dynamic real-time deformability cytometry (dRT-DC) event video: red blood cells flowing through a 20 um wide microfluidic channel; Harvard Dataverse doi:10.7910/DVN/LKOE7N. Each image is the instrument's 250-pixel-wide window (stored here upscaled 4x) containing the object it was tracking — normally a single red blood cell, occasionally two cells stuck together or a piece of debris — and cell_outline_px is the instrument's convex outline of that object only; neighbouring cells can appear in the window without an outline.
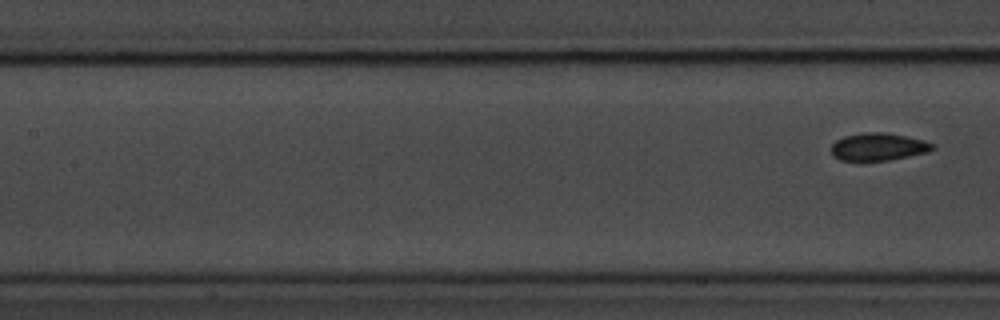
{"species": "common noctule bat (a hibernating species)", "species_latin": "Nyctalus noctula", "temperature_condition": "room temperature", "stored_images_in_passage": 8, "segment_of_instrument_passage": [2, 2], "camera_frame_rate_fps": 3000, "um_per_image_px": 0.085, "animal": {"sex": "male", "body_mass_g": 20.1, "forearm_length_mm": 53.5}, "frame": {"image": 1, "passage_image": 8, "time_ms": 9.0, "image_size_px": [1000, 320], "cell_outline_px": [[936, 148], [928, 152], [892, 160], [860, 164], [840, 160], [832, 156], [832, 144], [836, 140], [844, 136], [868, 132], [884, 132], [924, 140], [936, 144]], "centroid_in_image_um": [74.64, 12.53], "position_along_channel_um": 132.8, "area_um2": 17.05}}